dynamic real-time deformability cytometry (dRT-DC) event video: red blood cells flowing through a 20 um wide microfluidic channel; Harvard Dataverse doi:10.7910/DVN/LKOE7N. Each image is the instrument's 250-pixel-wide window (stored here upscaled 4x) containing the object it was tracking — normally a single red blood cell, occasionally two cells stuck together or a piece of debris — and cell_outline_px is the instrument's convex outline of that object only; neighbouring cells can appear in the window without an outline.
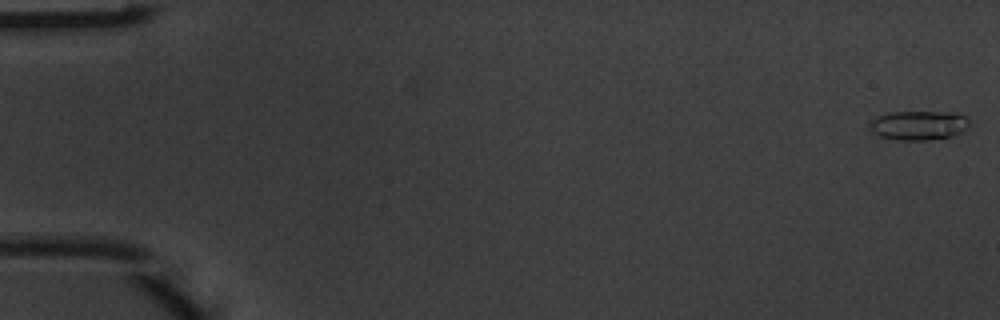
{"species": "common noctule bat (a hibernating species)", "species_latin": "Nyctalus noctula", "temperature_condition": "warm", "stored_images_in_passage": 5, "camera_frame_rate_fps": 3000, "um_per_image_px": 0.085, "animal": {"sex": "male", "body_mass_g": 20.1, "forearm_length_mm": 53.5}, "frame": {"image": 1, "passage_image": 1, "time_ms": 0.0, "image_size_px": [1000, 320], "cell_outline_px": [[968, 128], [964, 132], [952, 136], [928, 140], [900, 140], [880, 136], [872, 132], [872, 120], [876, 116], [892, 112], [956, 112], [968, 116]], "centroid_in_image_um": [78.16, 10.64], "position_along_channel_um": 6.8, "area_um2": 17.05}}